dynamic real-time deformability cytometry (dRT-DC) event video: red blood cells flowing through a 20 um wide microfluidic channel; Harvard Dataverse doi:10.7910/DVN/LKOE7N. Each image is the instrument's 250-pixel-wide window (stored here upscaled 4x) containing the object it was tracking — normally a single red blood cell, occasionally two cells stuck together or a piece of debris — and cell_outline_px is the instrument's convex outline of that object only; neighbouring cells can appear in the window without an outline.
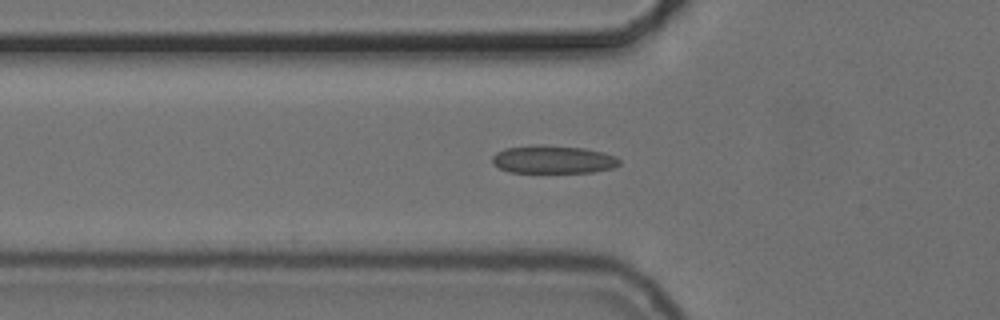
{"species": "common noctule bat (a hibernating species)", "species_latin": "Nyctalus noctula", "temperature_condition": "cold", "stored_images_in_passage": 42, "camera_frame_rate_fps": 3000, "um_per_image_px": 0.085, "animal": {"sex": "female", "body_mass_g": 24.6, "forearm_length_mm": 56.2}, "frame": {"image": 1, "passage_image": 5, "time_ms": 1.333, "image_size_px": [1000, 320], "cell_outline_px": [[620, 164], [612, 168], [592, 172], [508, 172], [492, 164], [492, 156], [496, 152], [504, 148], [540, 144], [584, 148], [604, 152], [616, 156], [620, 160]], "centroid_in_image_um": [47.0, 13.55], "position_along_channel_um": 78.8, "area_um2": 20.87}}
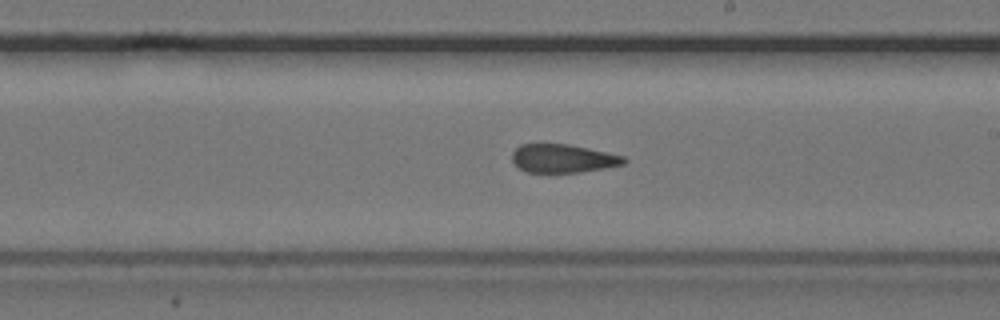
{"frame": {"image": 2, "passage_image": 18, "time_ms": 5.667, "image_size_px": [1000, 320], "cell_outline_px": [[628, 160], [624, 164], [604, 168], [580, 172], [528, 172], [520, 168], [512, 160], [512, 152], [520, 144], [568, 144], [588, 148], [624, 156]], "centroid_in_image_um": [47.86, 13.46], "position_along_channel_um": 241.1, "area_um2": 18.38}}
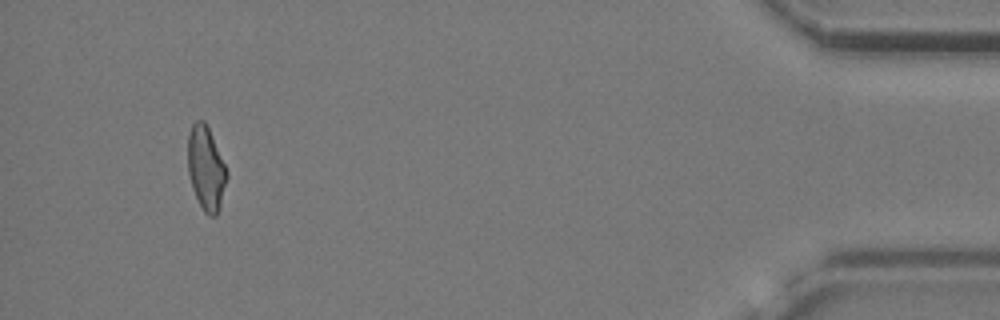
{"frame": {"image": 3, "passage_image": 38, "time_ms": 12.333, "image_size_px": [1000, 320], "cell_outline_px": [[228, 176], [220, 204], [216, 216], [208, 216], [204, 212], [192, 188], [188, 172], [188, 136], [192, 124], [196, 120], [204, 120], [208, 128], [228, 172]], "centroid_in_image_um": [17.5, 14.31], "position_along_channel_um": 417.7, "area_um2": 18.79}}